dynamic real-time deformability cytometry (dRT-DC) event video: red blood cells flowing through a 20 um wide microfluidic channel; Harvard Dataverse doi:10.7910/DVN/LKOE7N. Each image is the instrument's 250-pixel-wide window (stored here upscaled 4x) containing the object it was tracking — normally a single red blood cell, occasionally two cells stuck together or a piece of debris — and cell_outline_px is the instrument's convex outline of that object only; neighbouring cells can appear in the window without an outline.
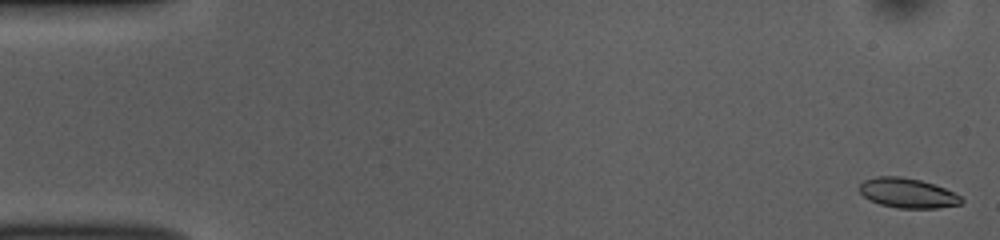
{"species": "common noctule bat (a hibernating species)", "species_latin": "Nyctalus noctula", "temperature_condition": "room temperature", "stored_images_in_passage": 52, "camera_frame_rate_fps": 3000, "um_per_image_px": 0.085, "animal": {"sex": "female", "body_mass_g": 10.0, "forearm_length_mm": 53.1}, "frame": {"image": 1, "passage_image": 1, "time_ms": 0.0, "image_size_px": [1000, 240], "cell_outline_px": [[964, 200], [960, 204], [936, 208], [896, 208], [880, 204], [868, 200], [860, 192], [860, 184], [864, 180], [876, 176], [900, 176], [920, 180], [944, 188], [960, 196]], "centroid_in_image_um": [77.11, 16.41], "position_along_channel_um": 7.9, "area_um2": 17.57}}
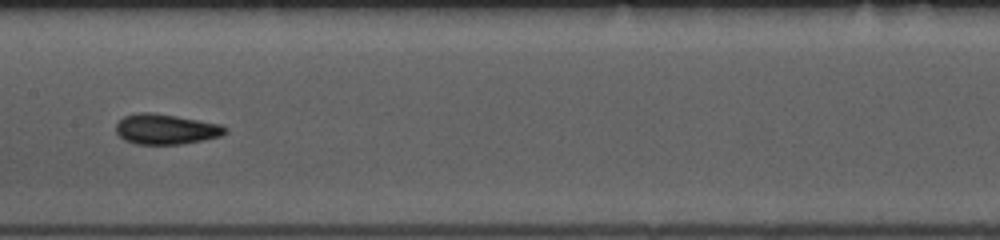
{"frame": {"image": 2, "passage_image": 26, "time_ms": 8.333, "image_size_px": [1000, 240], "cell_outline_px": [[228, 132], [220, 136], [204, 140], [180, 144], [136, 144], [124, 140], [116, 132], [116, 124], [124, 116], [140, 112], [152, 112], [176, 116], [220, 124], [228, 128]], "centroid_in_image_um": [14.1, 10.98], "position_along_channel_um": 193.3, "area_um2": 19.25}}
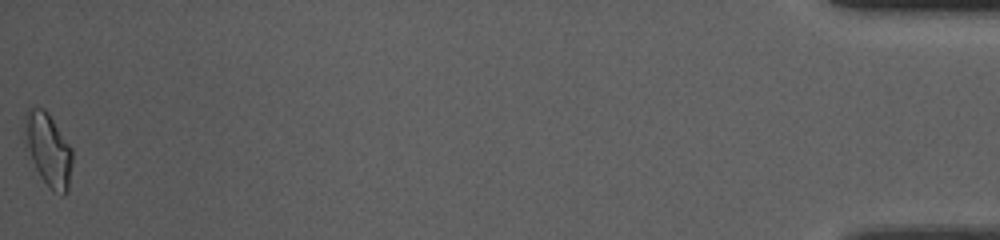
{"frame": {"image": 3, "passage_image": 52, "time_ms": 17.0, "image_size_px": [1000, 240], "cell_outline_px": [[72, 164], [68, 192], [64, 196], [60, 196], [52, 192], [48, 188], [40, 176], [24, 148], [24, 116], [32, 108], [44, 108], [48, 112], [72, 148]], "centroid_in_image_um": [4.1, 12.78], "position_along_channel_um": 431.1, "area_um2": 20.81}, "authors_computed_cell_mechanics": {"area_um2": 18.2648, "velocity_mm_per_s": 3.8564, "shape_relaxation_time_tau1_ms": 3.7572, "shape_relaxation_time_tau2_ms": 2.4982, "deformation_change_tau1": 0.1447, "deformation_change_tau2": 0.0947}}